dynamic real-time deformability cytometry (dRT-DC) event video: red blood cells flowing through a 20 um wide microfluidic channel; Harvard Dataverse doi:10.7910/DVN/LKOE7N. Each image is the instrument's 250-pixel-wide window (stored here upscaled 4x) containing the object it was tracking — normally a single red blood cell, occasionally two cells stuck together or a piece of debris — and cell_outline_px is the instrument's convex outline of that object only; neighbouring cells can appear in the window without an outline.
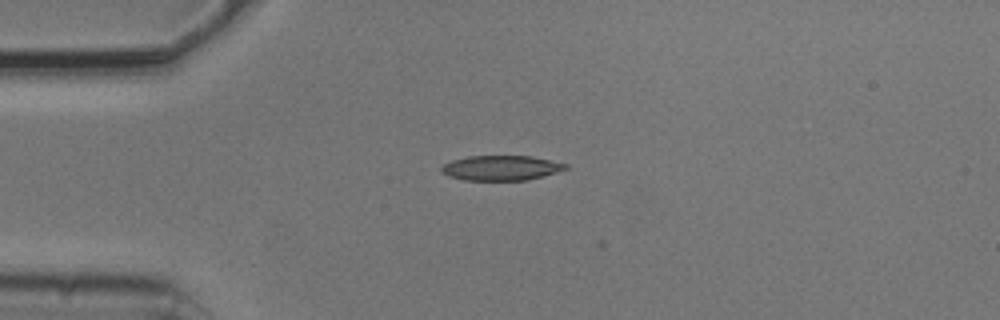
{"species": "common noctule bat (a hibernating species)", "species_latin": "Nyctalus noctula", "temperature_condition": "cold", "stored_images_in_passage": 5, "camera_frame_rate_fps": 3000, "um_per_image_px": 0.085, "animal": {"sex": "male", "body_mass_g": 20.5, "forearm_length_mm": 52.5}, "frame": {"image": 1, "passage_image": 3, "time_ms": 0.667, "image_size_px": [1000, 320], "cell_outline_px": [[568, 168], [556, 172], [528, 180], [464, 180], [448, 176], [440, 172], [440, 168], [444, 164], [452, 160], [468, 156], [532, 156], [568, 164]], "centroid_in_image_um": [42.57, 14.27], "position_along_channel_um": 42.4, "area_um2": 18.03}}